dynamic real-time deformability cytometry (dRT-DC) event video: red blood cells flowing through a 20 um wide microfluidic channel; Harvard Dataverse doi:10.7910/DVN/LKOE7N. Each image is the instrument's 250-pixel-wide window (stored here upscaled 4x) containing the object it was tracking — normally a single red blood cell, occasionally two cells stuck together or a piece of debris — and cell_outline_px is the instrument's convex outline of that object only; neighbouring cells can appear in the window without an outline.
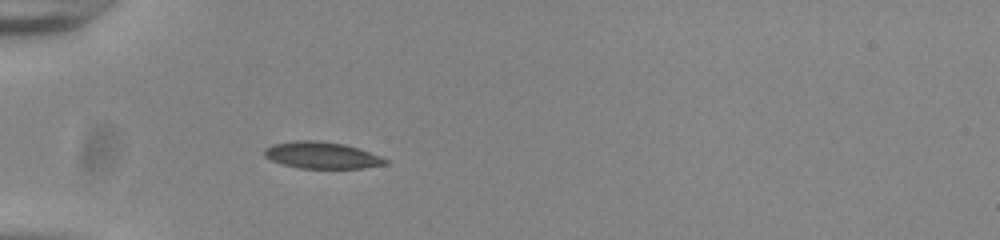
{"species": "common noctule bat (a hibernating species)", "species_latin": "Nyctalus noctula", "temperature_condition": "room temperature", "stored_images_in_passage": 38, "camera_frame_rate_fps": 3000, "um_per_image_px": 0.085, "animal": {"sex": "male", "body_mass_g": 20.0, "forearm_length_mm": 53.3}, "frame": {"image": 1, "passage_image": 1, "time_ms": 0.0, "image_size_px": [1000, 240], "cell_outline_px": [[388, 164], [364, 168], [300, 168], [284, 164], [272, 160], [264, 156], [264, 148], [272, 144], [296, 140], [320, 140], [344, 144], [360, 148], [380, 156], [388, 160]], "centroid_in_image_um": [27.37, 13.18], "position_along_channel_um": 57.6, "area_um2": 18.9}}
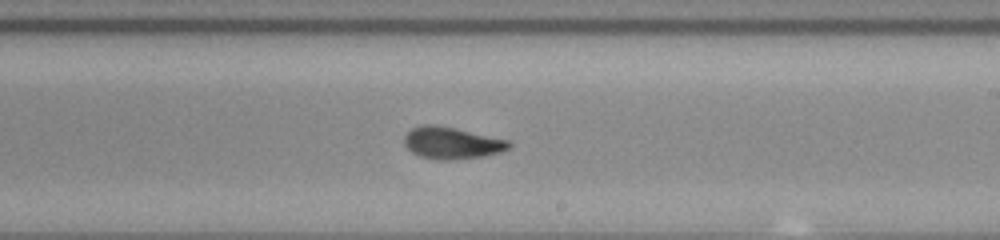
{"frame": {"image": 2, "passage_image": 17, "time_ms": 5.333, "image_size_px": [1000, 240], "cell_outline_px": [[512, 144], [508, 148], [500, 152], [484, 156], [456, 160], [436, 160], [420, 156], [412, 152], [404, 144], [404, 136], [412, 128], [424, 124], [436, 124], [456, 128], [508, 140]], "centroid_in_image_um": [38.39, 12.15], "position_along_channel_um": 250.6, "area_um2": 19.54}}
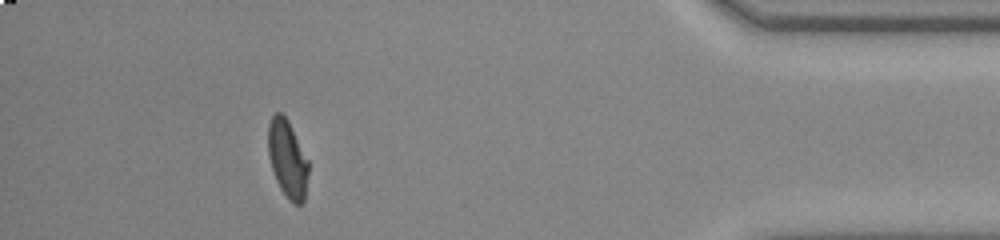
{"frame": {"image": 3, "passage_image": 33, "time_ms": 10.667, "image_size_px": [1000, 240], "cell_outline_px": [[308, 172], [304, 200], [300, 204], [292, 204], [288, 200], [280, 188], [276, 180], [268, 156], [268, 124], [272, 116], [276, 112], [280, 112], [288, 120], [308, 160]], "centroid_in_image_um": [24.42, 13.51], "position_along_channel_um": 410.8, "area_um2": 18.15}, "authors_computed_cell_mechanics": {"area_um2": 19.2185, "velocity_mm_per_s": 3.8431, "shape_relaxation_time_tau1_ms": 6.019, "shape_relaxation_time_tau2_ms": 1.082, "deformation_change_tau1": 0.1763, "deformation_change_tau2": 0.0634}}